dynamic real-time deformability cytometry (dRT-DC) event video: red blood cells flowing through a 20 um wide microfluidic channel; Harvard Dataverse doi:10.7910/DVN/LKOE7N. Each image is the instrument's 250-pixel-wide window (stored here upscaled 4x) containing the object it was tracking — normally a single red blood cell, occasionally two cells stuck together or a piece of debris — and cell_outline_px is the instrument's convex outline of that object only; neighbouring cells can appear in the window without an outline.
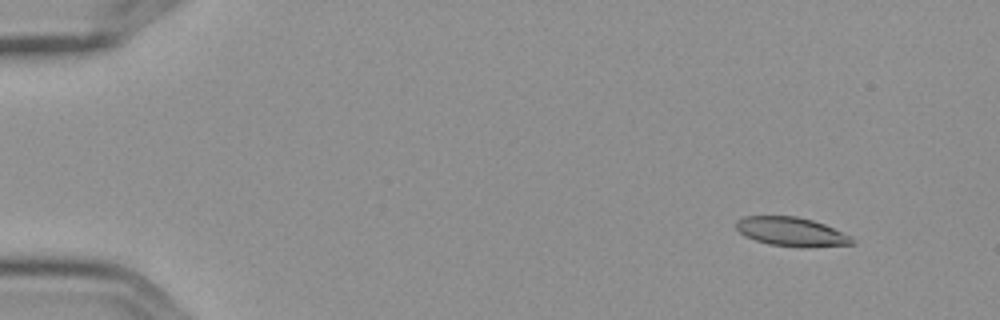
{"species": "Egyptian fruit bat (a non-hibernating species)", "species_latin": "Rousettus aegyptiacus", "temperature_condition": "cold", "stored_images_in_passage": 5, "camera_frame_rate_fps": 3000, "um_per_image_px": 0.085, "frame": {"image": 1, "passage_image": 1, "time_ms": 0.0, "image_size_px": [1000, 320], "cell_outline_px": [[856, 244], [808, 248], [804, 248], [768, 244], [744, 236], [736, 228], [736, 220], [744, 216], [796, 216], [812, 220], [824, 224], [852, 236]], "centroid_in_image_um": [67.3, 19.71], "position_along_channel_um": 17.7, "area_um2": 19.83}}
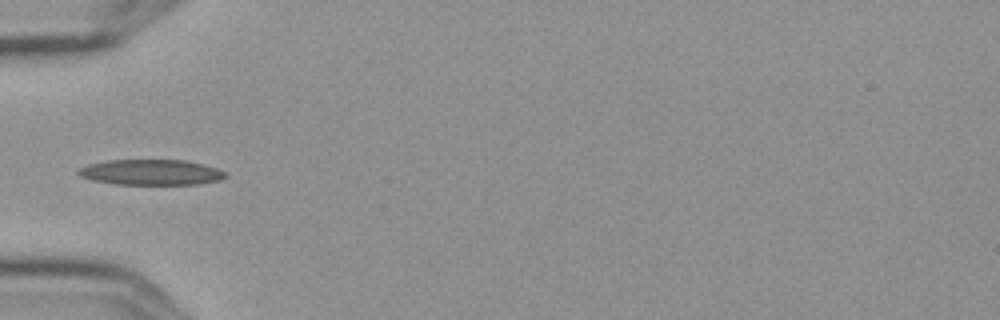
{"frame": {"image": 2, "passage_image": 5, "time_ms": 1.333, "image_size_px": [1000, 320], "cell_outline_px": [[228, 176], [220, 180], [196, 184], [112, 184], [92, 180], [80, 176], [76, 172], [80, 168], [88, 164], [108, 160], [184, 160], [216, 168], [224, 172]], "centroid_in_image_um": [12.8, 14.64], "position_along_channel_um": 72.2, "area_um2": 21.73}}